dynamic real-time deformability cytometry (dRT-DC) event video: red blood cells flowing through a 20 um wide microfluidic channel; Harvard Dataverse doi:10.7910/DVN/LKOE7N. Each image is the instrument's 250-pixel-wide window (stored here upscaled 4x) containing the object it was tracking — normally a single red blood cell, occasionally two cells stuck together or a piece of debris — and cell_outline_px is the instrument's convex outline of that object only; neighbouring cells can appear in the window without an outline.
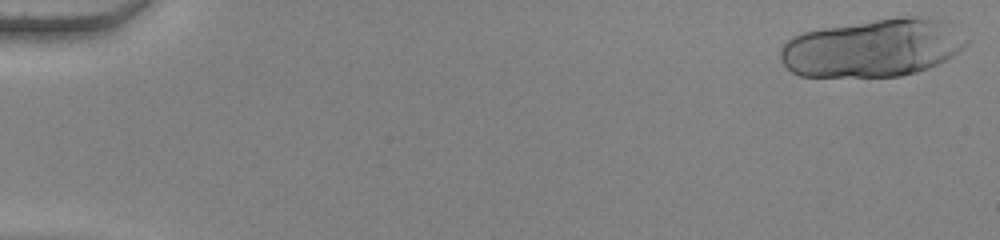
{"species": "human", "species_latin": "Homo sapiens", "temperature_condition": "warm", "stored_images_in_passage": 20, "camera_frame_rate_fps": 3000, "um_per_image_px": 0.085, "donor": {"sex": "female"}, "frame": {"image": 1, "passage_image": 1, "time_ms": 0.0, "image_size_px": [1000, 240], "cell_outline_px": [[972, 40], [964, 48], [952, 56], [928, 68], [916, 72], [900, 76], [800, 76], [792, 72], [780, 60], [780, 48], [792, 36], [804, 32], [820, 28], [900, 16], [944, 16]], "centroid_in_image_um": [74.3, 4.03], "position_along_channel_um": 10.7, "area_um2": 63.81}}